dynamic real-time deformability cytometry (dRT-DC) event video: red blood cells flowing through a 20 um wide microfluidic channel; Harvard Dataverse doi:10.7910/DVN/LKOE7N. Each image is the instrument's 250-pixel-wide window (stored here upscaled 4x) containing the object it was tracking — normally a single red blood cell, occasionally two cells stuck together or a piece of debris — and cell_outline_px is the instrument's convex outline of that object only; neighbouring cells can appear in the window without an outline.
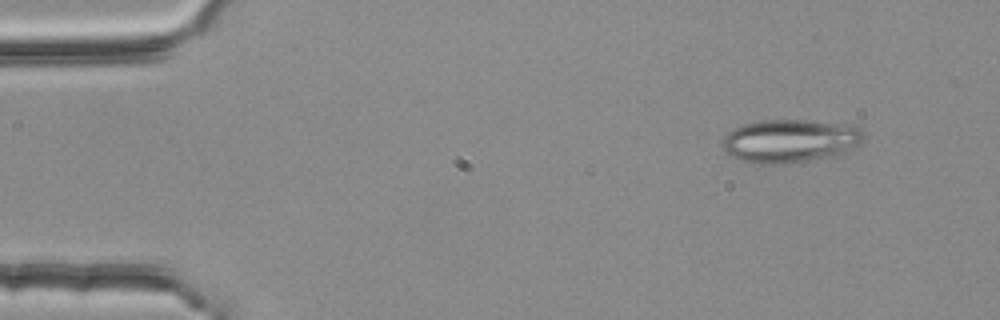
{"species": "common noctule bat (a hibernating species)", "species_latin": "Nyctalus noctula", "temperature_condition": "room temperature", "stored_images_in_passage": 3, "camera_frame_rate_fps": 3000, "um_per_image_px": 0.085, "animal": {"sex": "female", "body_mass_g": 25.1}, "frame": {"image": 1, "passage_image": 1, "time_ms": 0.0, "image_size_px": [1000, 320], "cell_outline_px": [[864, 136], [860, 144], [848, 152], [836, 156], [784, 164], [780, 164], [744, 160], [732, 156], [720, 144], [720, 140], [728, 132], [744, 124], [760, 120], [804, 120], [856, 124], [864, 132]], "centroid_in_image_um": [67.25, 11.95], "position_along_channel_um": 17.8, "area_um2": 35.78}}